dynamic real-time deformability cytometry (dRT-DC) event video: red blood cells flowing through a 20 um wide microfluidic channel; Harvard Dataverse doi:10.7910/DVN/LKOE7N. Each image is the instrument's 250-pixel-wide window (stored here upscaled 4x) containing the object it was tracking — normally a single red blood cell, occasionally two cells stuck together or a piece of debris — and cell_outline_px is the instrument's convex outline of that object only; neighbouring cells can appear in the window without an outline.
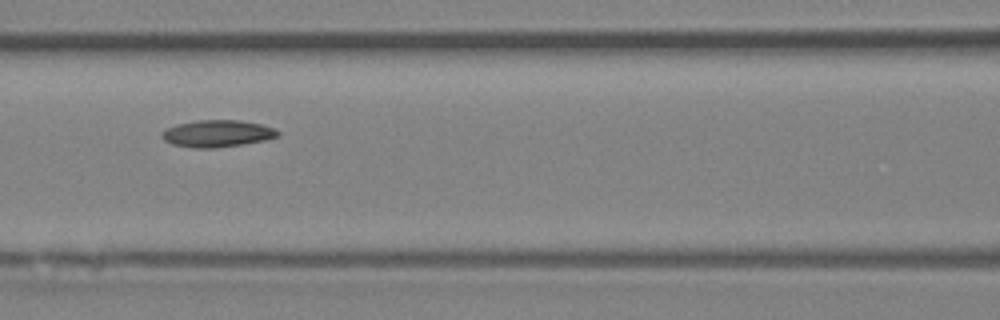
{"species": "Egyptian fruit bat (a non-hibernating species)", "species_latin": "Rousettus aegyptiacus", "temperature_condition": "room temperature", "stored_images_in_passage": 9, "camera_frame_rate_fps": 3000, "um_per_image_px": 0.085, "animal": {"sex": "female"}, "frame": {"image": 1, "passage_image": 7, "time_ms": 7.667, "image_size_px": [1000, 320], "cell_outline_px": [[280, 136], [264, 140], [240, 144], [212, 148], [192, 148], [172, 144], [164, 140], [160, 136], [160, 132], [176, 124], [196, 120], [240, 120], [260, 124], [276, 128], [280, 132]], "centroid_in_image_um": [18.45, 11.34], "position_along_channel_um": 148.1, "area_um2": 18.26}}
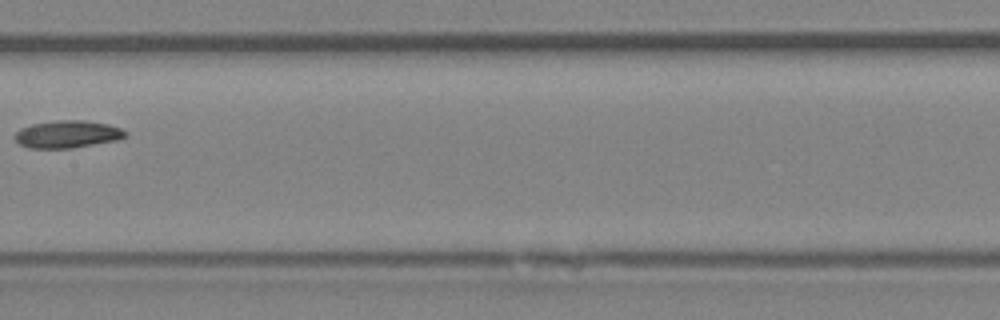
{"frame": {"image": 2, "passage_image": 8, "time_ms": 9.0, "image_size_px": [1000, 320], "cell_outline_px": [[128, 136], [120, 140], [72, 148], [28, 148], [20, 144], [12, 136], [20, 128], [32, 124], [56, 120], [88, 120], [108, 124], [120, 128], [128, 132]], "centroid_in_image_um": [5.76, 11.4], "position_along_channel_um": 201.6, "area_um2": 17.98}}